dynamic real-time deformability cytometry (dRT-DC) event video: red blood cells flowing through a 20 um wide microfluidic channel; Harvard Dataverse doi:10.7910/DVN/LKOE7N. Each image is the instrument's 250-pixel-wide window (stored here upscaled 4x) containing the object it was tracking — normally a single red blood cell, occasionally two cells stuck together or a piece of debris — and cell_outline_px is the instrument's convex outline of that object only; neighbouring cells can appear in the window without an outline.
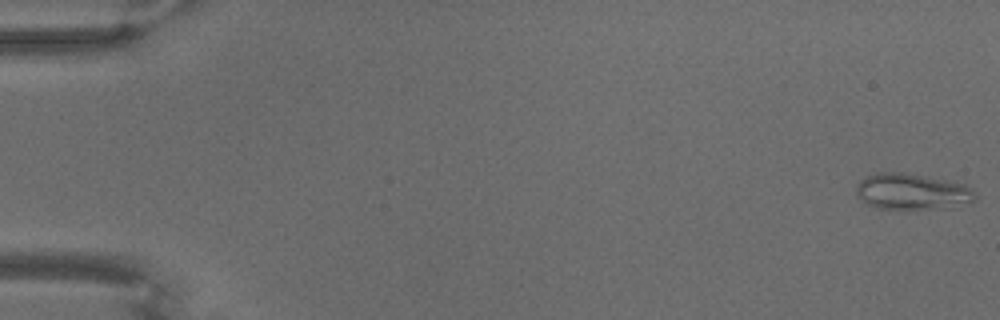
{"species": "common noctule bat (a hibernating species)", "species_latin": "Nyctalus noctula", "temperature_condition": "warm", "stored_images_in_passage": 70, "camera_frame_rate_fps": 3000, "um_per_image_px": 0.085, "animal": {"sex": "male", "body_mass_g": 18.8}, "frame": {"image": 1, "passage_image": 1, "time_ms": 0.0, "image_size_px": [1000, 320], "cell_outline_px": [[976, 200], [956, 208], [876, 208], [868, 204], [856, 196], [856, 184], [860, 180], [876, 172], [904, 172], [964, 184], [972, 188], [976, 192]], "centroid_in_image_um": [77.55, 16.29], "position_along_channel_um": 7.5, "area_um2": 25.14}}
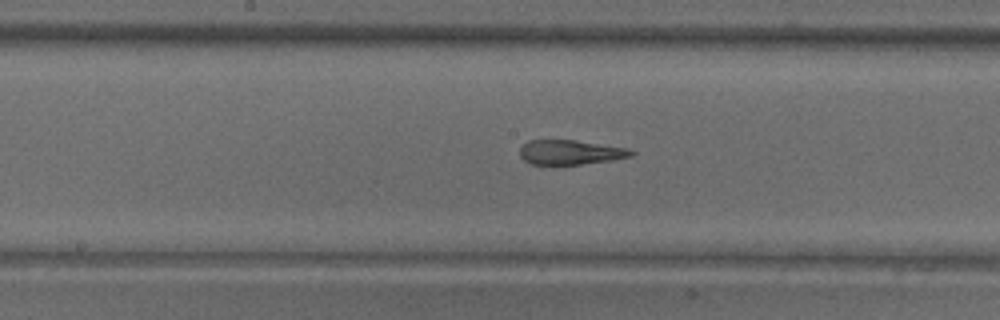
{"frame": {"image": 2, "passage_image": 37, "time_ms": 12.0, "image_size_px": [1000, 320], "cell_outline_px": [[636, 152], [632, 156], [612, 160], [580, 164], [532, 164], [524, 160], [520, 156], [520, 148], [528, 140], [576, 140], [628, 148]], "centroid_in_image_um": [48.5, 12.93], "position_along_channel_um": 199.7, "area_um2": 15.9}}
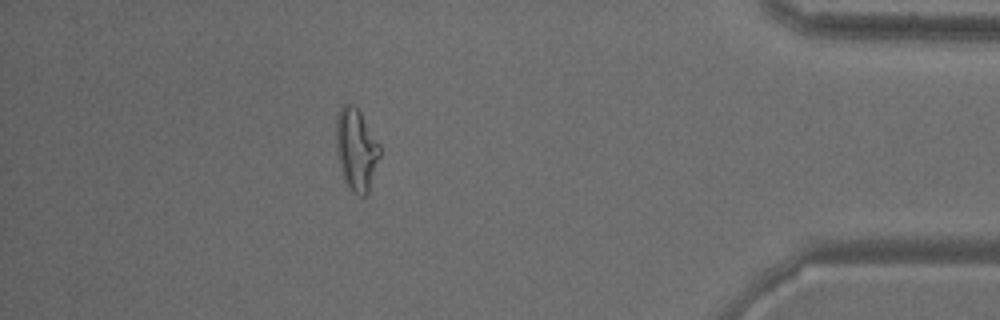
{"frame": {"image": 3, "passage_image": 62, "time_ms": 20.333, "image_size_px": [1000, 320], "cell_outline_px": [[380, 156], [368, 196], [360, 196], [352, 192], [344, 180], [340, 168], [336, 152], [336, 116], [340, 104], [352, 104], [360, 112], [380, 144]], "centroid_in_image_um": [30.27, 12.72], "position_along_channel_um": 404.9, "area_um2": 21.27}}